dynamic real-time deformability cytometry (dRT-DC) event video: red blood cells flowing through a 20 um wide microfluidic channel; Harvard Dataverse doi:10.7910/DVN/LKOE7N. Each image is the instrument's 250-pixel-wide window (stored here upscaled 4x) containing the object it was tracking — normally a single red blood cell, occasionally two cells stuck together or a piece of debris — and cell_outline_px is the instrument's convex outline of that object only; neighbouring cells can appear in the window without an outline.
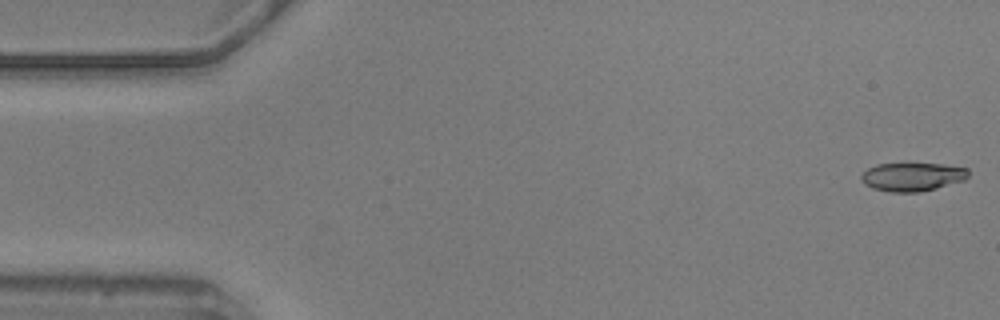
{"species": "common noctule bat (a hibernating species)", "species_latin": "Nyctalus noctula", "temperature_condition": "warm", "stored_images_in_passage": 17, "camera_frame_rate_fps": 3000, "um_per_image_px": 0.085, "animal": {"sex": "male", "body_mass_g": 20.5, "forearm_length_mm": 52.5}, "frame": {"image": 1, "passage_image": 1, "time_ms": 0.0, "image_size_px": [1000, 320], "cell_outline_px": [[968, 176], [964, 180], [936, 188], [920, 192], [888, 192], [872, 188], [864, 184], [860, 176], [868, 168], [876, 164], [908, 160], [944, 164], [968, 168]], "centroid_in_image_um": [77.52, 14.97], "position_along_channel_um": 7.5, "area_um2": 18.73}}
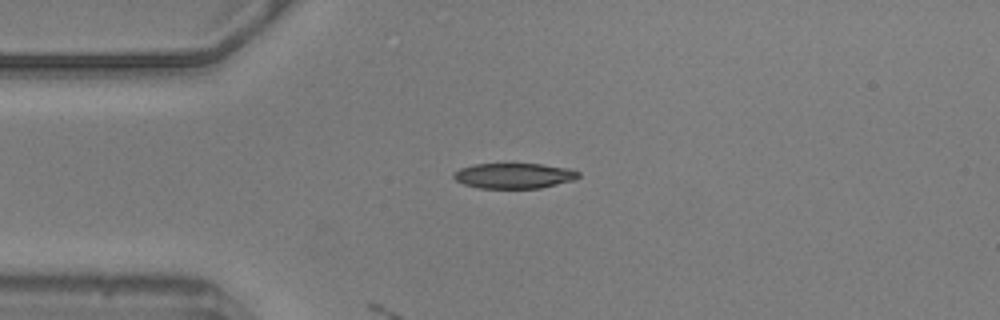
{"frame": {"image": 2, "passage_image": 13, "time_ms": 4.0, "image_size_px": [1000, 320], "cell_outline_px": [[580, 176], [576, 180], [540, 188], [480, 188], [464, 184], [456, 180], [452, 176], [452, 172], [460, 168], [476, 164], [540, 164], [568, 168], [580, 172]], "centroid_in_image_um": [43.7, 14.94], "position_along_channel_um": 41.3, "area_um2": 18.5}}